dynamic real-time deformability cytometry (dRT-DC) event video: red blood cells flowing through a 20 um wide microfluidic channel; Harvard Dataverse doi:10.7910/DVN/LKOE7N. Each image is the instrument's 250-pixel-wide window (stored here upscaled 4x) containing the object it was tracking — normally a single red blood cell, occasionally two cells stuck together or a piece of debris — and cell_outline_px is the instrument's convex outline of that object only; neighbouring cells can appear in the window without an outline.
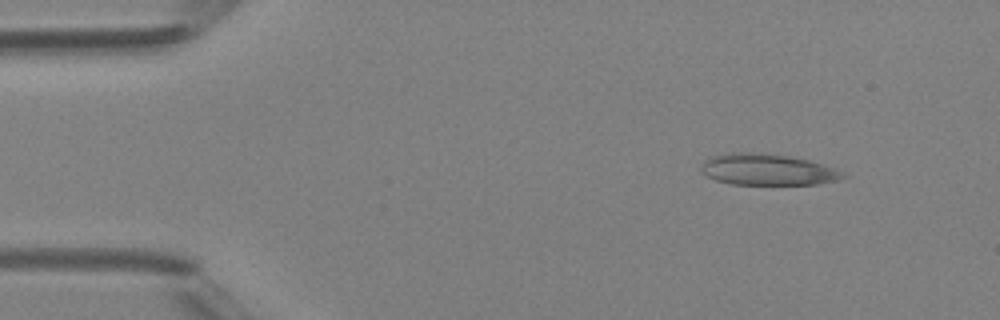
{"species": "Egyptian fruit bat (a non-hibernating species)", "species_latin": "Rousettus aegyptiacus", "temperature_condition": "room temperature", "stored_images_in_passage": 4, "camera_frame_rate_fps": 3000, "um_per_image_px": 0.085, "animal": {"sex": "female"}, "frame": {"image": 1, "passage_image": 2, "time_ms": 1.0, "image_size_px": [1000, 320], "cell_outline_px": [[848, 176], [836, 180], [816, 184], [732, 184], [716, 180], [704, 176], [700, 172], [700, 164], [704, 160], [712, 156], [728, 152], [748, 152], [788, 156], [808, 160], [844, 172]], "centroid_in_image_um": [65.15, 14.41], "position_along_channel_um": 19.9, "area_um2": 25.78}}